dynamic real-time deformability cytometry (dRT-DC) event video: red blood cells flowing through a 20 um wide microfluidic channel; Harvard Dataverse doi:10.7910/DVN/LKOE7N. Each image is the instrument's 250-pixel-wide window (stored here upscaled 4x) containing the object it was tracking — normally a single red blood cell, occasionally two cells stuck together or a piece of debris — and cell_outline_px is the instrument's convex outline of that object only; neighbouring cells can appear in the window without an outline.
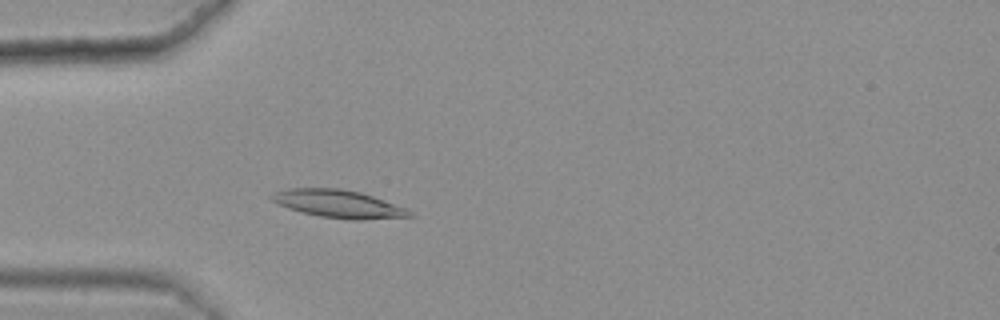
{"species": "common noctule bat (a hibernating species)", "species_latin": "Nyctalus noctula", "temperature_condition": "warm", "stored_images_in_passage": 44, "camera_frame_rate_fps": 3000, "um_per_image_px": 0.085, "animal": {"sex": "female", "body_mass_g": 25.1}, "frame": {"image": 1, "passage_image": 14, "time_ms": 4.333, "image_size_px": [1000, 320], "cell_outline_px": [[416, 216], [364, 220], [352, 220], [320, 216], [300, 212], [276, 204], [268, 196], [276, 192], [288, 188], [340, 188], [360, 192], [408, 208]], "centroid_in_image_um": [28.79, 17.33], "position_along_channel_um": 56.2, "area_um2": 22.54}}
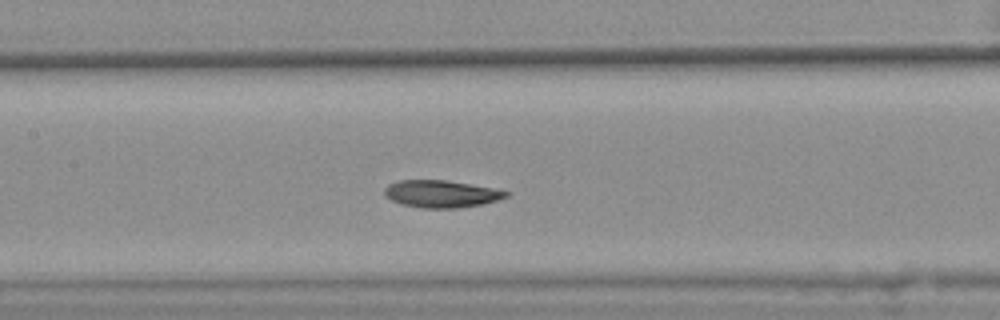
{"frame": {"image": 2, "passage_image": 24, "time_ms": 7.667, "image_size_px": [1000, 320], "cell_outline_px": [[512, 192], [508, 196], [484, 204], [456, 208], [420, 208], [400, 204], [384, 196], [384, 188], [388, 184], [400, 180], [448, 180], [492, 188]], "centroid_in_image_um": [37.48, 16.48], "position_along_channel_um": 169.9, "area_um2": 19.42}}
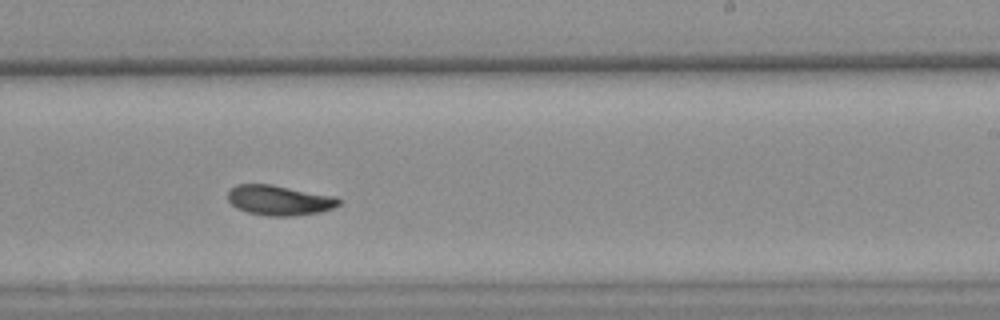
{"frame": {"image": 3, "passage_image": 32, "time_ms": 10.333, "image_size_px": [1000, 320], "cell_outline_px": [[340, 204], [332, 208], [320, 212], [296, 216], [268, 216], [248, 212], [236, 208], [228, 200], [228, 192], [236, 184], [272, 184], [336, 196], [340, 200]], "centroid_in_image_um": [23.75, 17.02], "position_along_channel_um": 265.3, "area_um2": 19.54}, "authors_computed_cell_mechanics": {"area_um2": 20.0566, "velocity_mm_per_s": 3.5856, "shape_relaxation_time_tau1_ms": 5.7861, "shape_relaxation_time_tau2_ms": 3.8113, "deformation_change_tau1": 0.1677, "deformation_change_tau2": 0.079}}